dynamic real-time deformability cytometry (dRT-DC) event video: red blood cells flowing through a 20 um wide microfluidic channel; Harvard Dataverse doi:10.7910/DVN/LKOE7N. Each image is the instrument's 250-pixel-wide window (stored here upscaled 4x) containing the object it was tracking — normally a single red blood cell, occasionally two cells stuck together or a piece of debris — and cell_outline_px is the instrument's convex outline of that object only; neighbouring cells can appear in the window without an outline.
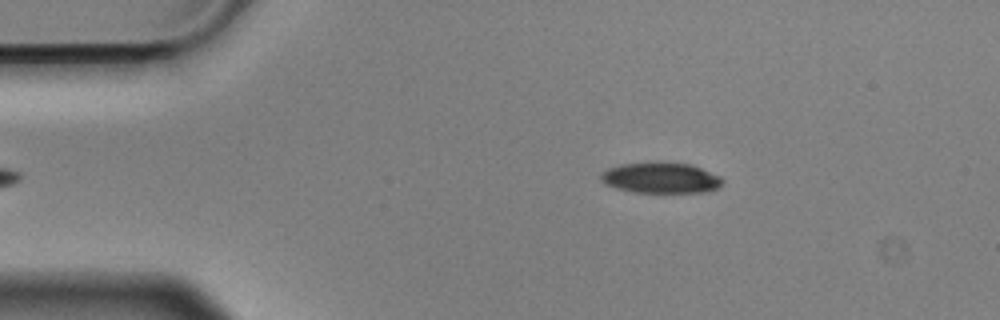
{"species": "Egyptian fruit bat (a non-hibernating species)", "species_latin": "Rousettus aegyptiacus", "temperature_condition": "cold", "stored_images_in_passage": 47, "camera_frame_rate_fps": 3000, "um_per_image_px": 0.085, "animal": {"sex": "male"}, "frame": {"image": 1, "passage_image": 1, "time_ms": 0.0, "image_size_px": [1000, 320], "cell_outline_px": [[724, 180], [716, 188], [708, 192], [636, 192], [620, 188], [608, 184], [600, 180], [600, 172], [608, 168], [620, 164], [688, 164], [700, 168], [720, 176]], "centroid_in_image_um": [56.17, 15.14], "position_along_channel_um": 28.8, "area_um2": 20.92}}
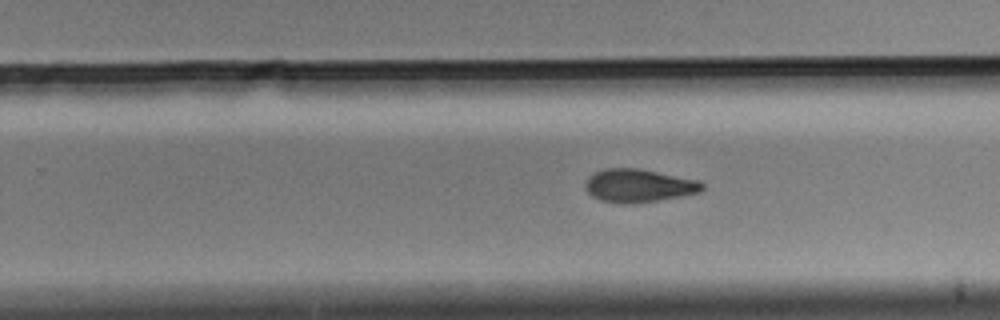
{"frame": {"image": 2, "passage_image": 26, "time_ms": 8.333, "image_size_px": [1000, 320], "cell_outline_px": [[704, 188], [700, 192], [680, 196], [636, 204], [624, 204], [600, 200], [592, 196], [588, 192], [584, 184], [588, 176], [592, 172], [604, 168], [636, 168], [700, 180], [704, 184]], "centroid_in_image_um": [54.26, 15.78], "position_along_channel_um": 275.5, "area_um2": 22.77}}
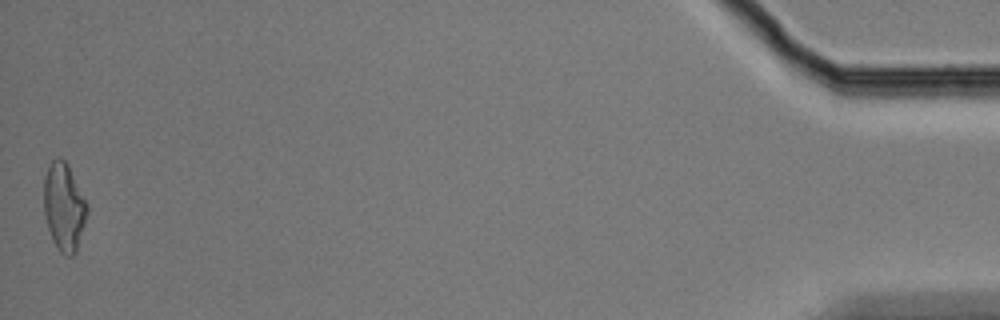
{"frame": {"image": 3, "passage_image": 47, "time_ms": 15.333, "image_size_px": [1000, 320], "cell_outline_px": [[88, 212], [76, 252], [72, 256], [64, 256], [60, 252], [52, 240], [48, 228], [44, 212], [44, 176], [52, 160], [60, 156], [68, 164], [88, 204]], "centroid_in_image_um": [5.45, 17.59], "position_along_channel_um": 429.8, "area_um2": 22.25}, "authors_computed_cell_mechanics": {"area_um2": 22.5998, "velocity_mm_per_s": 3.5853, "shape_relaxation_time_tau1_ms": 4.0963, "shape_relaxation_time_tau2_ms": null, "deformation_change_tau1": 0.1313, "deformation_change_tau2": null}}